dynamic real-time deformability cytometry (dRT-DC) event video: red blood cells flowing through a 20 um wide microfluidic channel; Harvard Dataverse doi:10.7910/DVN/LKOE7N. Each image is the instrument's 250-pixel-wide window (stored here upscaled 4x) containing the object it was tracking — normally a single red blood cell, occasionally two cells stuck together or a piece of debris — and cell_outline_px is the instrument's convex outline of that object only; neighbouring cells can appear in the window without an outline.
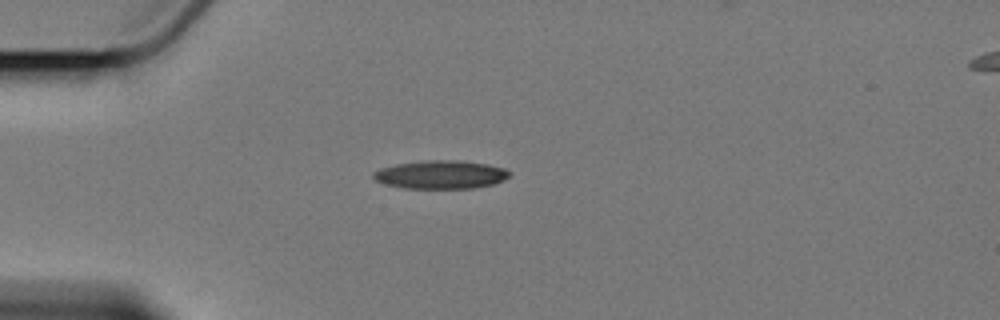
{"species": "Egyptian fruit bat (a non-hibernating species)", "species_latin": "Rousettus aegyptiacus", "temperature_condition": "cold", "stored_images_in_passage": 3, "camera_frame_rate_fps": 3000, "um_per_image_px": 0.085, "animal": {"sex": "female"}, "frame": {"image": 1, "passage_image": 1, "time_ms": 0.0, "image_size_px": [1000, 320], "cell_outline_px": [[512, 172], [504, 180], [496, 184], [476, 188], [404, 188], [384, 184], [376, 180], [372, 176], [372, 172], [380, 168], [396, 164], [424, 160], [460, 160], [488, 164], [504, 168]], "centroid_in_image_um": [37.48, 14.84], "position_along_channel_um": 47.5, "area_um2": 22.72}}